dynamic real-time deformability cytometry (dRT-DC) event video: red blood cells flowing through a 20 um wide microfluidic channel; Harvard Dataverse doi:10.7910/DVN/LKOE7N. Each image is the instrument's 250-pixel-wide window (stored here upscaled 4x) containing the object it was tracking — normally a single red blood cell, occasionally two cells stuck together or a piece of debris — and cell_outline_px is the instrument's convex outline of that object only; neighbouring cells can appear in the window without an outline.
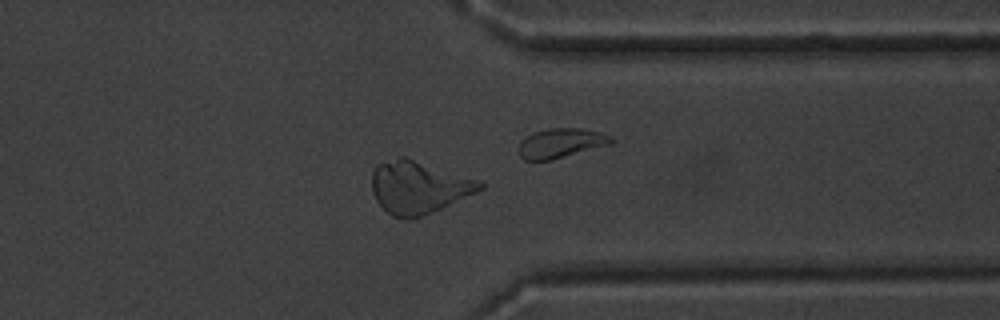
{"species": "common noctule bat (a hibernating species)", "species_latin": "Nyctalus noctula", "temperature_condition": "warm", "stored_images_in_passage": 57, "camera_frame_rate_fps": 3000, "um_per_image_px": 0.085, "animal": {"sex": "male", "body_mass_g": 20.1, "forearm_length_mm": 53.5}, "frame": {"image": 1, "passage_image": 45, "time_ms": 14.667, "image_size_px": [1000, 320], "cell_outline_px": [[484, 188], [476, 192], [440, 208], [412, 220], [404, 220], [392, 216], [376, 200], [372, 192], [372, 172], [376, 164], [400, 156], [404, 156], [484, 184]], "centroid_in_image_um": [35.47, 15.94], "position_along_channel_um": 375.9, "area_um2": 32.25}}
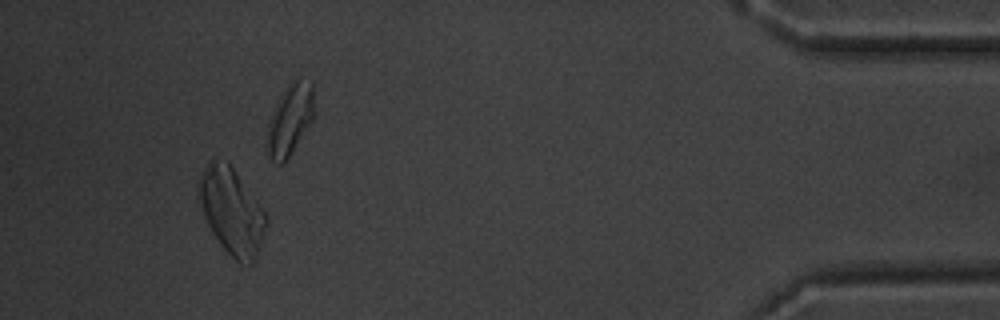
{"frame": {"image": 2, "passage_image": 53, "time_ms": 17.333, "image_size_px": [1000, 320], "cell_outline_px": [[268, 224], [256, 260], [252, 264], [240, 264], [220, 244], [212, 232], [204, 216], [196, 196], [196, 184], [204, 168], [212, 160], [216, 160], [228, 164], [232, 168], [264, 212], [268, 220]], "centroid_in_image_um": [19.67, 18.01], "position_along_channel_um": 415.5, "area_um2": 33.47}}